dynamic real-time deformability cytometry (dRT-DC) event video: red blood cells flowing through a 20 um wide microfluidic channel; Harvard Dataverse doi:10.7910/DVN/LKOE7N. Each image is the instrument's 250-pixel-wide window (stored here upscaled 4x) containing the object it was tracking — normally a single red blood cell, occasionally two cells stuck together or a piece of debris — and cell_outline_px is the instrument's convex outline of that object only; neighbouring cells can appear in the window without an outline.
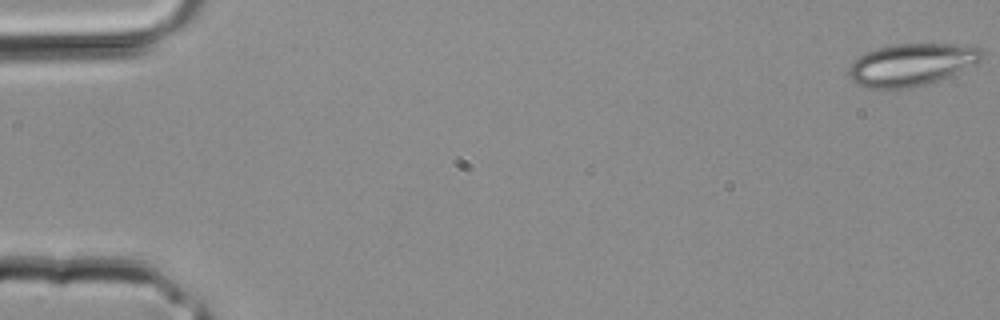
{"species": "common noctule bat (a hibernating species)", "species_latin": "Nyctalus noctula", "temperature_condition": "room temperature", "stored_images_in_passage": 3, "camera_frame_rate_fps": 3000, "um_per_image_px": 0.085, "animal": {"sex": "male", "body_mass_g": 20.4}, "frame": {"image": 1, "passage_image": 1, "time_ms": 0.0, "image_size_px": [1000, 320], "cell_outline_px": [[984, 56], [976, 64], [948, 76], [924, 84], [908, 88], [864, 88], [856, 84], [848, 76], [848, 68], [864, 52], [876, 48], [892, 44], [976, 44], [984, 52]], "centroid_in_image_um": [77.5, 5.47], "position_along_channel_um": 7.5, "area_um2": 32.95}}
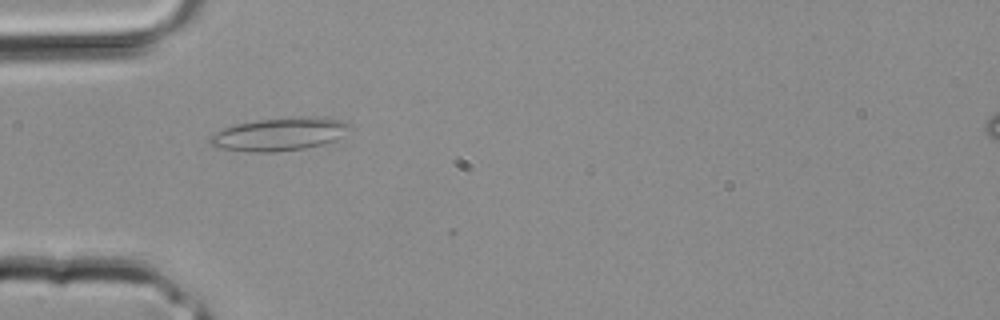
{"frame": {"image": 2, "passage_image": 3, "time_ms": 0.667, "image_size_px": [1000, 320], "cell_outline_px": [[352, 124], [340, 136], [332, 140], [320, 144], [304, 148], [272, 152], [256, 152], [216, 148], [208, 144], [208, 136], [212, 132], [236, 124], [256, 120], [308, 116], [324, 116], [340, 120]], "centroid_in_image_um": [23.66, 11.39], "position_along_channel_um": 61.3, "area_um2": 26.82}}